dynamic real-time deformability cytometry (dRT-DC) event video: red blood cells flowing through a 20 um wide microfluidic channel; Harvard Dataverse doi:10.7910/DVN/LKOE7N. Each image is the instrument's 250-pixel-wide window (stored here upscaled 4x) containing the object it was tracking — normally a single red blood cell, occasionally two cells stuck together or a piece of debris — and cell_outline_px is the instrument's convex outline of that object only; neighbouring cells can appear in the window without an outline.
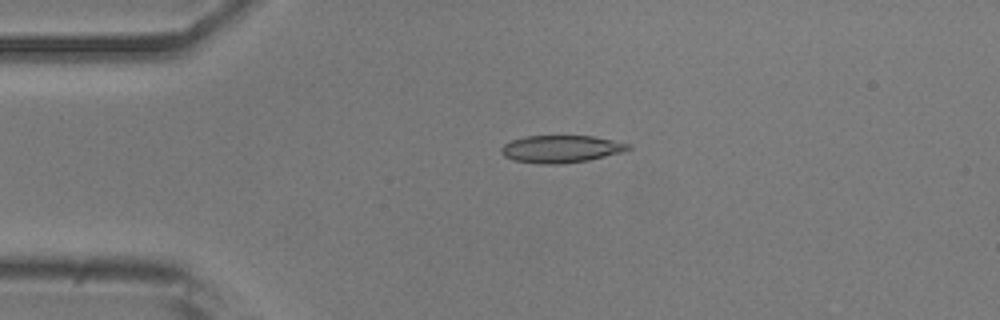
{"species": "common noctule bat (a hibernating species)", "species_latin": "Nyctalus noctula", "temperature_condition": "room temperature", "stored_images_in_passage": 2, "camera_frame_rate_fps": 3000, "um_per_image_px": 0.085, "animal": {"sex": "male", "body_mass_g": 20.5, "forearm_length_mm": 52.5}, "frame": {"image": 1, "passage_image": 1, "time_ms": 0.0, "image_size_px": [1000, 320], "cell_outline_px": [[632, 148], [624, 152], [588, 160], [560, 164], [540, 164], [516, 160], [504, 156], [500, 152], [500, 148], [504, 144], [512, 140], [524, 136], [592, 136], [632, 144]], "centroid_in_image_um": [47.71, 12.66], "position_along_channel_um": 37.3, "area_um2": 20.29}}